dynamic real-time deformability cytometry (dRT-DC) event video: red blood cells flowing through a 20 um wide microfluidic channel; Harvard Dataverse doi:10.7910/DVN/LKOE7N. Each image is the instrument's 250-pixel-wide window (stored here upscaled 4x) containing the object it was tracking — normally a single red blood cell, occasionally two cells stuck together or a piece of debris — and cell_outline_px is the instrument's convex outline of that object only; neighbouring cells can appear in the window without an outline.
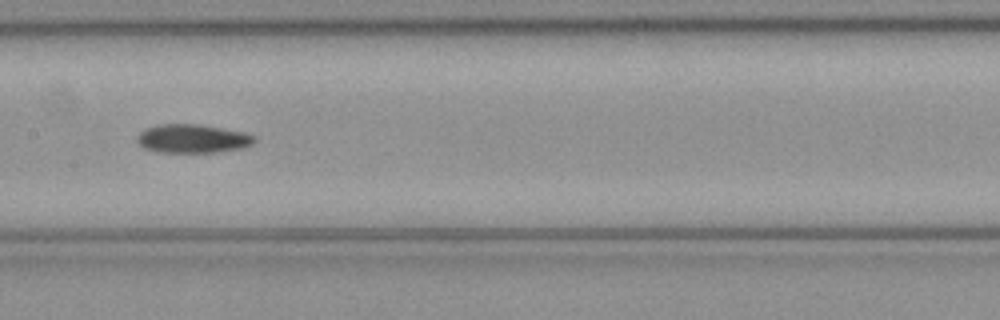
{"species": "common noctule bat (a hibernating species)", "species_latin": "Nyctalus noctula", "temperature_condition": "cold", "stored_images_in_passage": 16, "camera_frame_rate_fps": 3000, "um_per_image_px": 0.085, "animal": {"sex": "female", "body_mass_g": 21.9}, "frame": {"image": 1, "passage_image": 12, "time_ms": 3.667, "image_size_px": [1000, 320], "cell_outline_px": [[256, 140], [252, 144], [240, 148], [216, 152], [160, 152], [144, 148], [136, 140], [136, 136], [144, 128], [156, 124], [196, 124], [244, 132], [256, 136]], "centroid_in_image_um": [16.33, 11.77], "position_along_channel_um": 191.1, "area_um2": 19.54}}